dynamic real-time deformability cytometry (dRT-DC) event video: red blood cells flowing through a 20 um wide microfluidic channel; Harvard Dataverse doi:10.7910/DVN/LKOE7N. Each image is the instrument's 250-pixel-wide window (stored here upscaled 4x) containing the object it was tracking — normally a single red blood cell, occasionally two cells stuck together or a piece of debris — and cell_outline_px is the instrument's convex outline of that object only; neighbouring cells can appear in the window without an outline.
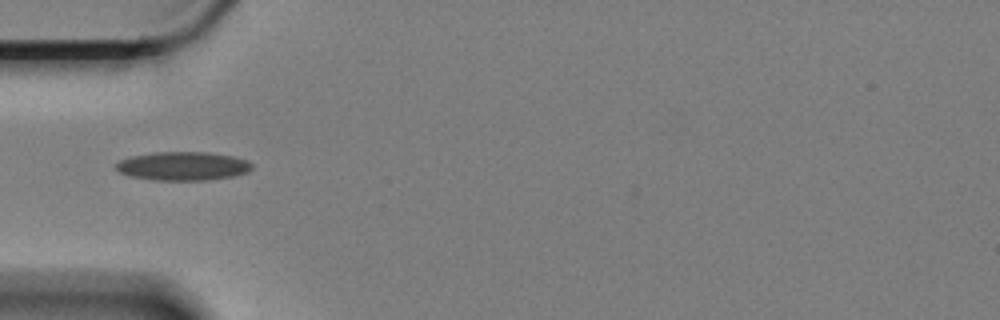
{"species": "Egyptian fruit bat (a non-hibernating species)", "species_latin": "Rousettus aegyptiacus", "temperature_condition": "cold", "stored_images_in_passage": 1, "camera_frame_rate_fps": 3000, "um_per_image_px": 0.085, "animal": {"sex": "female"}, "frame": {"image": 1, "passage_image": 1, "time_ms": 0.0, "image_size_px": [1000, 320], "cell_outline_px": [[252, 168], [248, 172], [232, 176], [204, 180], [152, 180], [132, 176], [120, 172], [116, 168], [116, 164], [120, 160], [132, 156], [152, 152], [208, 152], [232, 156], [248, 160], [252, 164]], "centroid_in_image_um": [15.56, 14.11], "position_along_channel_um": 69.4, "area_um2": 22.6}}